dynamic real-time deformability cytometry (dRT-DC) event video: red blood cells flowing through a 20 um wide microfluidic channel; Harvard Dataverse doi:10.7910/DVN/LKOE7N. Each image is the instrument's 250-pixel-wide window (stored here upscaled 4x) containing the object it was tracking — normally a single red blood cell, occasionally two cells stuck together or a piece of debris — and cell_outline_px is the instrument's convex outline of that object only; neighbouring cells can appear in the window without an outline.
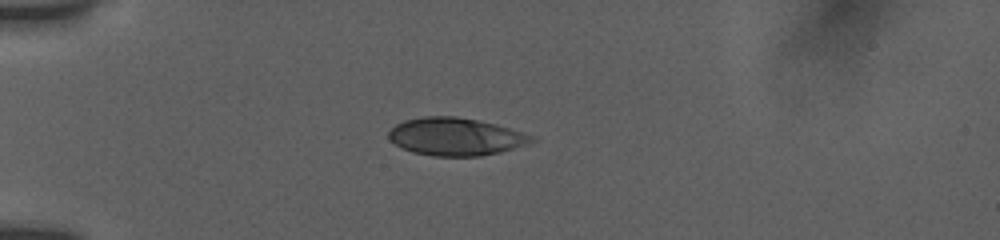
{"species": "human", "species_latin": "Homo sapiens", "temperature_condition": "room temperature", "stored_images_in_passage": 17, "camera_frame_rate_fps": 3000, "um_per_image_px": 0.085, "donor": {"sex": "female"}, "frame": {"image": 1, "passage_image": 1, "time_ms": 0.0, "image_size_px": [1000, 240], "cell_outline_px": [[536, 140], [528, 144], [500, 152], [480, 156], [436, 156], [412, 152], [396, 144], [388, 136], [388, 132], [396, 124], [404, 120], [424, 116], [456, 116], [480, 120], [496, 124], [524, 132], [536, 136]], "centroid_in_image_um": [38.78, 11.6], "position_along_channel_um": 46.2, "area_um2": 31.5}}
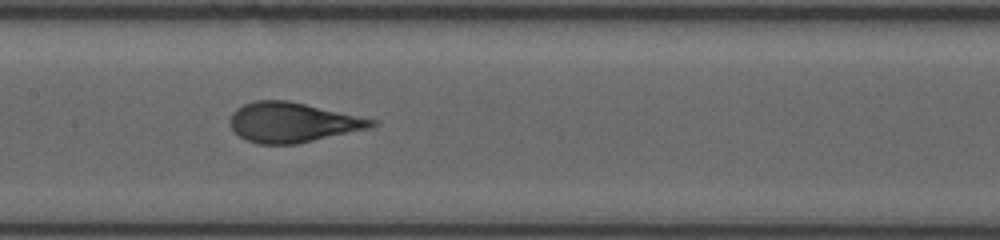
{"frame": {"image": 2, "passage_image": 8, "time_ms": 4.333, "image_size_px": [1000, 240], "cell_outline_px": [[380, 124], [372, 128], [296, 144], [256, 144], [240, 136], [232, 128], [232, 112], [236, 108], [244, 104], [256, 100], [288, 100], [376, 120]], "centroid_in_image_um": [24.9, 10.4], "position_along_channel_um": 182.5, "area_um2": 32.66}}
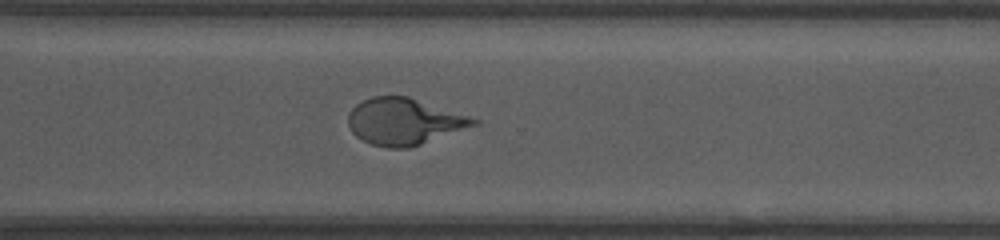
{"frame": {"image": 3, "passage_image": 17, "time_ms": 8.333, "image_size_px": [1000, 240], "cell_outline_px": [[480, 124], [408, 148], [388, 148], [372, 144], [356, 136], [352, 132], [348, 124], [348, 112], [356, 104], [372, 96], [408, 96], [480, 120]], "centroid_in_image_um": [34.34, 10.32], "position_along_channel_um": 336.3, "area_um2": 33.81}}